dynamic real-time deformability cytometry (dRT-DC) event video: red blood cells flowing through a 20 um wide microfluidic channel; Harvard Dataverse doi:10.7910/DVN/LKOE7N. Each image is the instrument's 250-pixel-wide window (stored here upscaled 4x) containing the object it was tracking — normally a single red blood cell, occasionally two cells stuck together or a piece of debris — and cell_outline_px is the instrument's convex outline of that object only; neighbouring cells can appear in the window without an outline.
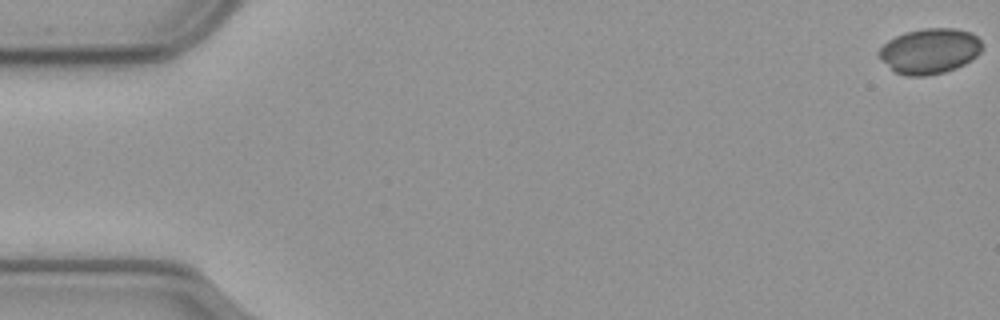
{"species": "common noctule bat (a hibernating species)", "species_latin": "Nyctalus noctula", "temperature_condition": "cold", "stored_images_in_passage": 59, "camera_frame_rate_fps": 3000, "um_per_image_px": 0.085, "animal": {"sex": "male", "body_mass_g": 23.1, "forearm_length_mm": 52.7}, "frame": {"image": 1, "passage_image": 1, "time_ms": 0.0, "image_size_px": [1000, 320], "cell_outline_px": [[984, 48], [976, 56], [964, 64], [956, 68], [944, 72], [924, 76], [904, 76], [896, 72], [880, 60], [876, 52], [888, 40], [904, 32], [920, 28], [956, 28], [972, 32], [980, 40]], "centroid_in_image_um": [79.01, 4.33], "position_along_channel_um": 6.0, "area_um2": 27.57}}
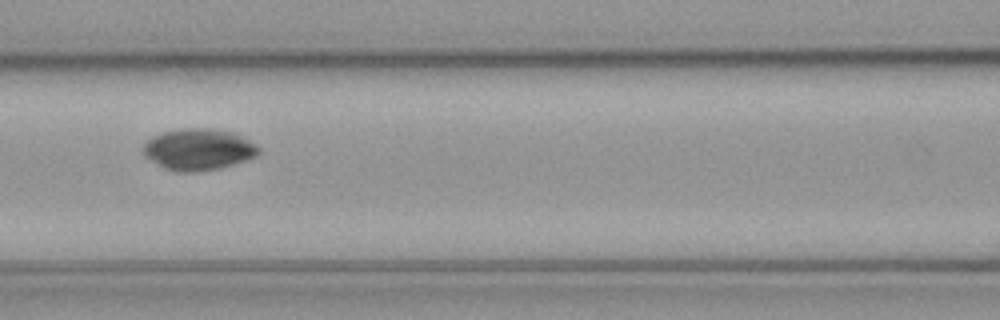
{"frame": {"image": 2, "passage_image": 26, "time_ms": 8.333, "image_size_px": [1000, 320], "cell_outline_px": [[260, 152], [256, 156], [220, 168], [196, 172], [176, 172], [164, 168], [148, 156], [144, 152], [144, 144], [152, 136], [160, 132], [184, 128], [208, 128], [232, 132], [256, 144], [260, 148]], "centroid_in_image_um": [16.88, 12.69], "position_along_channel_um": 149.7, "area_um2": 27.57}}
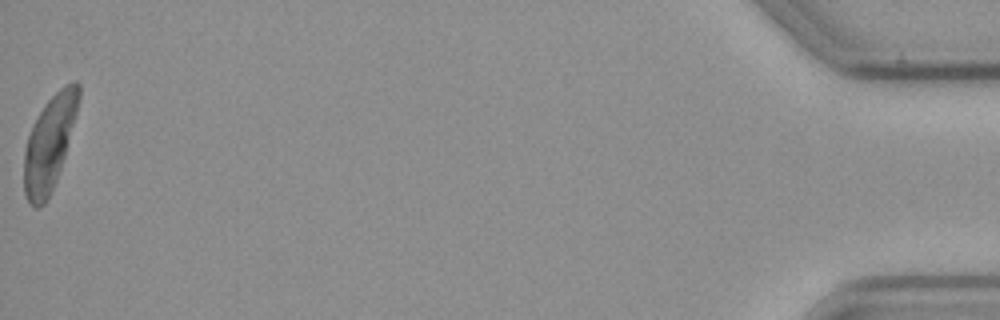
{"frame": {"image": 3, "passage_image": 59, "time_ms": 19.333, "image_size_px": [1000, 320], "cell_outline_px": [[80, 96], [76, 112], [64, 156], [56, 180], [48, 200], [40, 208], [36, 208], [28, 200], [24, 192], [24, 152], [28, 136], [44, 104], [60, 88], [72, 80], [76, 80], [80, 84]], "centroid_in_image_um": [4.19, 12.18], "position_along_channel_um": 431.0, "area_um2": 29.48}, "authors_computed_cell_mechanics": {"area_um2": 27.744, "velocity_mm_per_s": 3.5395, "shape_relaxation_time_tau1_ms": 4.0624, "shape_relaxation_time_tau2_ms": null, "deformation_change_tau1": 0.1381, "deformation_change_tau2": null}}